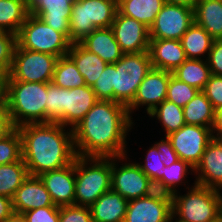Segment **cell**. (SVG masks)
I'll return each mask as SVG.
<instances>
[{
    "instance_id": "7bdbcfd3",
    "label": "cell",
    "mask_w": 222,
    "mask_h": 222,
    "mask_svg": "<svg viewBox=\"0 0 222 222\" xmlns=\"http://www.w3.org/2000/svg\"><path fill=\"white\" fill-rule=\"evenodd\" d=\"M214 110L222 107V76L211 74L203 89Z\"/></svg>"
},
{
    "instance_id": "d590c367",
    "label": "cell",
    "mask_w": 222,
    "mask_h": 222,
    "mask_svg": "<svg viewBox=\"0 0 222 222\" xmlns=\"http://www.w3.org/2000/svg\"><path fill=\"white\" fill-rule=\"evenodd\" d=\"M22 159V139L16 128L7 137L0 140V165Z\"/></svg>"
},
{
    "instance_id": "44dd1931",
    "label": "cell",
    "mask_w": 222,
    "mask_h": 222,
    "mask_svg": "<svg viewBox=\"0 0 222 222\" xmlns=\"http://www.w3.org/2000/svg\"><path fill=\"white\" fill-rule=\"evenodd\" d=\"M172 208L146 197L128 201L124 222H169Z\"/></svg>"
},
{
    "instance_id": "db71d44e",
    "label": "cell",
    "mask_w": 222,
    "mask_h": 222,
    "mask_svg": "<svg viewBox=\"0 0 222 222\" xmlns=\"http://www.w3.org/2000/svg\"><path fill=\"white\" fill-rule=\"evenodd\" d=\"M219 219L222 221V192L220 193V202H219Z\"/></svg>"
},
{
    "instance_id": "2e32d148",
    "label": "cell",
    "mask_w": 222,
    "mask_h": 222,
    "mask_svg": "<svg viewBox=\"0 0 222 222\" xmlns=\"http://www.w3.org/2000/svg\"><path fill=\"white\" fill-rule=\"evenodd\" d=\"M56 206L74 205L75 200V160L60 169L39 175Z\"/></svg>"
},
{
    "instance_id": "60d3db41",
    "label": "cell",
    "mask_w": 222,
    "mask_h": 222,
    "mask_svg": "<svg viewBox=\"0 0 222 222\" xmlns=\"http://www.w3.org/2000/svg\"><path fill=\"white\" fill-rule=\"evenodd\" d=\"M146 154L144 164L137 163V165L149 178L161 180L165 166L160 160L161 151H158L157 147L153 145L149 147Z\"/></svg>"
},
{
    "instance_id": "e575fe53",
    "label": "cell",
    "mask_w": 222,
    "mask_h": 222,
    "mask_svg": "<svg viewBox=\"0 0 222 222\" xmlns=\"http://www.w3.org/2000/svg\"><path fill=\"white\" fill-rule=\"evenodd\" d=\"M199 91L171 74L166 99L183 108Z\"/></svg>"
},
{
    "instance_id": "ac0fdd59",
    "label": "cell",
    "mask_w": 222,
    "mask_h": 222,
    "mask_svg": "<svg viewBox=\"0 0 222 222\" xmlns=\"http://www.w3.org/2000/svg\"><path fill=\"white\" fill-rule=\"evenodd\" d=\"M194 172L198 176L196 184L222 190V140L211 141Z\"/></svg>"
},
{
    "instance_id": "9a60e30c",
    "label": "cell",
    "mask_w": 222,
    "mask_h": 222,
    "mask_svg": "<svg viewBox=\"0 0 222 222\" xmlns=\"http://www.w3.org/2000/svg\"><path fill=\"white\" fill-rule=\"evenodd\" d=\"M29 12L70 40V0H27Z\"/></svg>"
},
{
    "instance_id": "83f0119b",
    "label": "cell",
    "mask_w": 222,
    "mask_h": 222,
    "mask_svg": "<svg viewBox=\"0 0 222 222\" xmlns=\"http://www.w3.org/2000/svg\"><path fill=\"white\" fill-rule=\"evenodd\" d=\"M29 14L27 0H0V30L17 35Z\"/></svg>"
},
{
    "instance_id": "7dc6e473",
    "label": "cell",
    "mask_w": 222,
    "mask_h": 222,
    "mask_svg": "<svg viewBox=\"0 0 222 222\" xmlns=\"http://www.w3.org/2000/svg\"><path fill=\"white\" fill-rule=\"evenodd\" d=\"M14 126L5 99L0 102V140L11 134Z\"/></svg>"
},
{
    "instance_id": "3957f363",
    "label": "cell",
    "mask_w": 222,
    "mask_h": 222,
    "mask_svg": "<svg viewBox=\"0 0 222 222\" xmlns=\"http://www.w3.org/2000/svg\"><path fill=\"white\" fill-rule=\"evenodd\" d=\"M4 99L16 128L46 123L47 83L5 81Z\"/></svg>"
},
{
    "instance_id": "1f68e13d",
    "label": "cell",
    "mask_w": 222,
    "mask_h": 222,
    "mask_svg": "<svg viewBox=\"0 0 222 222\" xmlns=\"http://www.w3.org/2000/svg\"><path fill=\"white\" fill-rule=\"evenodd\" d=\"M52 82L56 86L65 89H72L86 85L84 77L77 69L74 61L68 55L57 59Z\"/></svg>"
},
{
    "instance_id": "11a10c76",
    "label": "cell",
    "mask_w": 222,
    "mask_h": 222,
    "mask_svg": "<svg viewBox=\"0 0 222 222\" xmlns=\"http://www.w3.org/2000/svg\"><path fill=\"white\" fill-rule=\"evenodd\" d=\"M174 218H175V217H174L173 215H171L169 222H173V221H174ZM175 222H182V221H180V220H178V219H175Z\"/></svg>"
},
{
    "instance_id": "816d5d0a",
    "label": "cell",
    "mask_w": 222,
    "mask_h": 222,
    "mask_svg": "<svg viewBox=\"0 0 222 222\" xmlns=\"http://www.w3.org/2000/svg\"><path fill=\"white\" fill-rule=\"evenodd\" d=\"M5 222H26L23 214L13 213Z\"/></svg>"
},
{
    "instance_id": "484cf974",
    "label": "cell",
    "mask_w": 222,
    "mask_h": 222,
    "mask_svg": "<svg viewBox=\"0 0 222 222\" xmlns=\"http://www.w3.org/2000/svg\"><path fill=\"white\" fill-rule=\"evenodd\" d=\"M165 0H118V11L150 28Z\"/></svg>"
},
{
    "instance_id": "b9f144b4",
    "label": "cell",
    "mask_w": 222,
    "mask_h": 222,
    "mask_svg": "<svg viewBox=\"0 0 222 222\" xmlns=\"http://www.w3.org/2000/svg\"><path fill=\"white\" fill-rule=\"evenodd\" d=\"M59 222H93L88 206H60Z\"/></svg>"
},
{
    "instance_id": "5b68a950",
    "label": "cell",
    "mask_w": 222,
    "mask_h": 222,
    "mask_svg": "<svg viewBox=\"0 0 222 222\" xmlns=\"http://www.w3.org/2000/svg\"><path fill=\"white\" fill-rule=\"evenodd\" d=\"M118 11V0H83L72 4L70 42L80 43L96 28L111 27Z\"/></svg>"
},
{
    "instance_id": "f5cc1de1",
    "label": "cell",
    "mask_w": 222,
    "mask_h": 222,
    "mask_svg": "<svg viewBox=\"0 0 222 222\" xmlns=\"http://www.w3.org/2000/svg\"><path fill=\"white\" fill-rule=\"evenodd\" d=\"M5 78L6 77L0 73V102L4 100Z\"/></svg>"
},
{
    "instance_id": "f6af8a7d",
    "label": "cell",
    "mask_w": 222,
    "mask_h": 222,
    "mask_svg": "<svg viewBox=\"0 0 222 222\" xmlns=\"http://www.w3.org/2000/svg\"><path fill=\"white\" fill-rule=\"evenodd\" d=\"M206 60L211 74L222 76V39L214 40Z\"/></svg>"
},
{
    "instance_id": "bcb514c9",
    "label": "cell",
    "mask_w": 222,
    "mask_h": 222,
    "mask_svg": "<svg viewBox=\"0 0 222 222\" xmlns=\"http://www.w3.org/2000/svg\"><path fill=\"white\" fill-rule=\"evenodd\" d=\"M158 151H161L160 160L165 166H170L172 163L179 160L177 153L174 151L171 141L165 136V140L162 139L154 144Z\"/></svg>"
},
{
    "instance_id": "8d00e7d4",
    "label": "cell",
    "mask_w": 222,
    "mask_h": 222,
    "mask_svg": "<svg viewBox=\"0 0 222 222\" xmlns=\"http://www.w3.org/2000/svg\"><path fill=\"white\" fill-rule=\"evenodd\" d=\"M16 45V34L0 30V73L5 77L10 73Z\"/></svg>"
},
{
    "instance_id": "9f6ffc18",
    "label": "cell",
    "mask_w": 222,
    "mask_h": 222,
    "mask_svg": "<svg viewBox=\"0 0 222 222\" xmlns=\"http://www.w3.org/2000/svg\"><path fill=\"white\" fill-rule=\"evenodd\" d=\"M81 1H83V0H70V2L73 4V3H79V2H81Z\"/></svg>"
},
{
    "instance_id": "f1b7e54d",
    "label": "cell",
    "mask_w": 222,
    "mask_h": 222,
    "mask_svg": "<svg viewBox=\"0 0 222 222\" xmlns=\"http://www.w3.org/2000/svg\"><path fill=\"white\" fill-rule=\"evenodd\" d=\"M180 41L187 59H201L206 53L208 56L214 39L204 28L194 22Z\"/></svg>"
},
{
    "instance_id": "f907efd6",
    "label": "cell",
    "mask_w": 222,
    "mask_h": 222,
    "mask_svg": "<svg viewBox=\"0 0 222 222\" xmlns=\"http://www.w3.org/2000/svg\"><path fill=\"white\" fill-rule=\"evenodd\" d=\"M196 0H165V3L194 7Z\"/></svg>"
},
{
    "instance_id": "d4e9b609",
    "label": "cell",
    "mask_w": 222,
    "mask_h": 222,
    "mask_svg": "<svg viewBox=\"0 0 222 222\" xmlns=\"http://www.w3.org/2000/svg\"><path fill=\"white\" fill-rule=\"evenodd\" d=\"M67 55L74 61L84 77L85 84L90 87L94 85L108 64L98 55L89 52L80 43L71 44Z\"/></svg>"
},
{
    "instance_id": "9c48e42d",
    "label": "cell",
    "mask_w": 222,
    "mask_h": 222,
    "mask_svg": "<svg viewBox=\"0 0 222 222\" xmlns=\"http://www.w3.org/2000/svg\"><path fill=\"white\" fill-rule=\"evenodd\" d=\"M58 57L30 51L16 45L13 62L5 81L50 83Z\"/></svg>"
},
{
    "instance_id": "8fae6325",
    "label": "cell",
    "mask_w": 222,
    "mask_h": 222,
    "mask_svg": "<svg viewBox=\"0 0 222 222\" xmlns=\"http://www.w3.org/2000/svg\"><path fill=\"white\" fill-rule=\"evenodd\" d=\"M194 22L193 7L165 3L149 28L150 39L180 40Z\"/></svg>"
},
{
    "instance_id": "e0dca14e",
    "label": "cell",
    "mask_w": 222,
    "mask_h": 222,
    "mask_svg": "<svg viewBox=\"0 0 222 222\" xmlns=\"http://www.w3.org/2000/svg\"><path fill=\"white\" fill-rule=\"evenodd\" d=\"M11 199L14 213L18 214L40 207H59L54 205L39 176L29 175Z\"/></svg>"
},
{
    "instance_id": "4dcf8cb0",
    "label": "cell",
    "mask_w": 222,
    "mask_h": 222,
    "mask_svg": "<svg viewBox=\"0 0 222 222\" xmlns=\"http://www.w3.org/2000/svg\"><path fill=\"white\" fill-rule=\"evenodd\" d=\"M28 176L23 159L0 165V195L12 198Z\"/></svg>"
},
{
    "instance_id": "8992f818",
    "label": "cell",
    "mask_w": 222,
    "mask_h": 222,
    "mask_svg": "<svg viewBox=\"0 0 222 222\" xmlns=\"http://www.w3.org/2000/svg\"><path fill=\"white\" fill-rule=\"evenodd\" d=\"M188 192H175L172 215L182 222H212L218 218L220 191L194 183ZM178 216V218H177Z\"/></svg>"
},
{
    "instance_id": "52a82bcc",
    "label": "cell",
    "mask_w": 222,
    "mask_h": 222,
    "mask_svg": "<svg viewBox=\"0 0 222 222\" xmlns=\"http://www.w3.org/2000/svg\"><path fill=\"white\" fill-rule=\"evenodd\" d=\"M151 69L152 63L148 51L124 53L120 60L113 63L114 101L127 107Z\"/></svg>"
},
{
    "instance_id": "cb8c5ba5",
    "label": "cell",
    "mask_w": 222,
    "mask_h": 222,
    "mask_svg": "<svg viewBox=\"0 0 222 222\" xmlns=\"http://www.w3.org/2000/svg\"><path fill=\"white\" fill-rule=\"evenodd\" d=\"M195 23L214 39H222V0H196L193 7Z\"/></svg>"
},
{
    "instance_id": "ffe728a7",
    "label": "cell",
    "mask_w": 222,
    "mask_h": 222,
    "mask_svg": "<svg viewBox=\"0 0 222 222\" xmlns=\"http://www.w3.org/2000/svg\"><path fill=\"white\" fill-rule=\"evenodd\" d=\"M97 101L95 92L90 86L65 89L64 126L73 128Z\"/></svg>"
},
{
    "instance_id": "74e56055",
    "label": "cell",
    "mask_w": 222,
    "mask_h": 222,
    "mask_svg": "<svg viewBox=\"0 0 222 222\" xmlns=\"http://www.w3.org/2000/svg\"><path fill=\"white\" fill-rule=\"evenodd\" d=\"M194 172V168L191 167L187 162L179 159L178 161L172 163L170 166H164L163 168V177L161 181H163L173 192H177L178 190L175 188L178 187V184H182L185 177L187 176V172L189 170ZM184 178V179H183Z\"/></svg>"
},
{
    "instance_id": "d6a6232c",
    "label": "cell",
    "mask_w": 222,
    "mask_h": 222,
    "mask_svg": "<svg viewBox=\"0 0 222 222\" xmlns=\"http://www.w3.org/2000/svg\"><path fill=\"white\" fill-rule=\"evenodd\" d=\"M152 118H157L159 122H162L165 136L172 132L178 131L184 126V113L183 108L177 106L175 103L165 99L162 101L153 111L148 114Z\"/></svg>"
},
{
    "instance_id": "30bf717a",
    "label": "cell",
    "mask_w": 222,
    "mask_h": 222,
    "mask_svg": "<svg viewBox=\"0 0 222 222\" xmlns=\"http://www.w3.org/2000/svg\"><path fill=\"white\" fill-rule=\"evenodd\" d=\"M167 138L171 141L179 159L194 169L200 163L205 148L213 140L211 128L189 124L170 133Z\"/></svg>"
},
{
    "instance_id": "681fc988",
    "label": "cell",
    "mask_w": 222,
    "mask_h": 222,
    "mask_svg": "<svg viewBox=\"0 0 222 222\" xmlns=\"http://www.w3.org/2000/svg\"><path fill=\"white\" fill-rule=\"evenodd\" d=\"M211 130L214 140H222V107L215 110L214 122Z\"/></svg>"
},
{
    "instance_id": "f35d334b",
    "label": "cell",
    "mask_w": 222,
    "mask_h": 222,
    "mask_svg": "<svg viewBox=\"0 0 222 222\" xmlns=\"http://www.w3.org/2000/svg\"><path fill=\"white\" fill-rule=\"evenodd\" d=\"M93 91L98 100H110L114 101V89H113V63H108L98 77L94 85Z\"/></svg>"
},
{
    "instance_id": "6da1fadb",
    "label": "cell",
    "mask_w": 222,
    "mask_h": 222,
    "mask_svg": "<svg viewBox=\"0 0 222 222\" xmlns=\"http://www.w3.org/2000/svg\"><path fill=\"white\" fill-rule=\"evenodd\" d=\"M127 107L110 100H98L72 128L77 156L120 157L127 155L126 137L132 129Z\"/></svg>"
},
{
    "instance_id": "d6986e66",
    "label": "cell",
    "mask_w": 222,
    "mask_h": 222,
    "mask_svg": "<svg viewBox=\"0 0 222 222\" xmlns=\"http://www.w3.org/2000/svg\"><path fill=\"white\" fill-rule=\"evenodd\" d=\"M149 55L152 68L175 71L186 59L180 40L150 39Z\"/></svg>"
},
{
    "instance_id": "5bb4252c",
    "label": "cell",
    "mask_w": 222,
    "mask_h": 222,
    "mask_svg": "<svg viewBox=\"0 0 222 222\" xmlns=\"http://www.w3.org/2000/svg\"><path fill=\"white\" fill-rule=\"evenodd\" d=\"M111 29L123 53H141L149 50V28L143 23L117 11Z\"/></svg>"
},
{
    "instance_id": "ba28073f",
    "label": "cell",
    "mask_w": 222,
    "mask_h": 222,
    "mask_svg": "<svg viewBox=\"0 0 222 222\" xmlns=\"http://www.w3.org/2000/svg\"><path fill=\"white\" fill-rule=\"evenodd\" d=\"M71 44L63 33L54 30L31 13L17 34V45L20 48L47 53L58 58L67 55Z\"/></svg>"
},
{
    "instance_id": "ab89813d",
    "label": "cell",
    "mask_w": 222,
    "mask_h": 222,
    "mask_svg": "<svg viewBox=\"0 0 222 222\" xmlns=\"http://www.w3.org/2000/svg\"><path fill=\"white\" fill-rule=\"evenodd\" d=\"M174 195L172 189H170L163 181L159 179L149 178L147 181L145 197L167 203L171 208L173 207Z\"/></svg>"
},
{
    "instance_id": "6f0895ef",
    "label": "cell",
    "mask_w": 222,
    "mask_h": 222,
    "mask_svg": "<svg viewBox=\"0 0 222 222\" xmlns=\"http://www.w3.org/2000/svg\"><path fill=\"white\" fill-rule=\"evenodd\" d=\"M212 222H222V221L218 217L215 221H212Z\"/></svg>"
},
{
    "instance_id": "7c38bea8",
    "label": "cell",
    "mask_w": 222,
    "mask_h": 222,
    "mask_svg": "<svg viewBox=\"0 0 222 222\" xmlns=\"http://www.w3.org/2000/svg\"><path fill=\"white\" fill-rule=\"evenodd\" d=\"M126 156L111 157V190L128 201L145 197L149 177L140 169L137 163H125L124 165L121 164L120 168L117 167V160H127Z\"/></svg>"
},
{
    "instance_id": "7a4b0ae2",
    "label": "cell",
    "mask_w": 222,
    "mask_h": 222,
    "mask_svg": "<svg viewBox=\"0 0 222 222\" xmlns=\"http://www.w3.org/2000/svg\"><path fill=\"white\" fill-rule=\"evenodd\" d=\"M22 139V159L28 174L60 169L76 158L72 128L59 123H28L17 127ZM69 130V132H68Z\"/></svg>"
},
{
    "instance_id": "277c9868",
    "label": "cell",
    "mask_w": 222,
    "mask_h": 222,
    "mask_svg": "<svg viewBox=\"0 0 222 222\" xmlns=\"http://www.w3.org/2000/svg\"><path fill=\"white\" fill-rule=\"evenodd\" d=\"M110 190L111 157L76 156L74 205L90 207Z\"/></svg>"
},
{
    "instance_id": "f546056e",
    "label": "cell",
    "mask_w": 222,
    "mask_h": 222,
    "mask_svg": "<svg viewBox=\"0 0 222 222\" xmlns=\"http://www.w3.org/2000/svg\"><path fill=\"white\" fill-rule=\"evenodd\" d=\"M172 74L180 81L203 91L211 72L207 60L186 59Z\"/></svg>"
},
{
    "instance_id": "836d02e7",
    "label": "cell",
    "mask_w": 222,
    "mask_h": 222,
    "mask_svg": "<svg viewBox=\"0 0 222 222\" xmlns=\"http://www.w3.org/2000/svg\"><path fill=\"white\" fill-rule=\"evenodd\" d=\"M65 88L47 83L46 123H59L64 126Z\"/></svg>"
},
{
    "instance_id": "4316f807",
    "label": "cell",
    "mask_w": 222,
    "mask_h": 222,
    "mask_svg": "<svg viewBox=\"0 0 222 222\" xmlns=\"http://www.w3.org/2000/svg\"><path fill=\"white\" fill-rule=\"evenodd\" d=\"M186 124L212 128L215 110L203 91H199L184 107Z\"/></svg>"
},
{
    "instance_id": "7402d4cb",
    "label": "cell",
    "mask_w": 222,
    "mask_h": 222,
    "mask_svg": "<svg viewBox=\"0 0 222 222\" xmlns=\"http://www.w3.org/2000/svg\"><path fill=\"white\" fill-rule=\"evenodd\" d=\"M80 44L106 63H116L124 54L115 40L111 27L96 28Z\"/></svg>"
},
{
    "instance_id": "c3c4849f",
    "label": "cell",
    "mask_w": 222,
    "mask_h": 222,
    "mask_svg": "<svg viewBox=\"0 0 222 222\" xmlns=\"http://www.w3.org/2000/svg\"><path fill=\"white\" fill-rule=\"evenodd\" d=\"M13 213L12 199L0 195V222H5Z\"/></svg>"
},
{
    "instance_id": "ee69618b",
    "label": "cell",
    "mask_w": 222,
    "mask_h": 222,
    "mask_svg": "<svg viewBox=\"0 0 222 222\" xmlns=\"http://www.w3.org/2000/svg\"><path fill=\"white\" fill-rule=\"evenodd\" d=\"M26 222H59V207H40L23 213Z\"/></svg>"
},
{
    "instance_id": "4fadbf2b",
    "label": "cell",
    "mask_w": 222,
    "mask_h": 222,
    "mask_svg": "<svg viewBox=\"0 0 222 222\" xmlns=\"http://www.w3.org/2000/svg\"><path fill=\"white\" fill-rule=\"evenodd\" d=\"M172 72L152 68L140 83L133 101L127 106L129 116L133 110L146 106L147 114L153 111L167 97Z\"/></svg>"
},
{
    "instance_id": "603a6c76",
    "label": "cell",
    "mask_w": 222,
    "mask_h": 222,
    "mask_svg": "<svg viewBox=\"0 0 222 222\" xmlns=\"http://www.w3.org/2000/svg\"><path fill=\"white\" fill-rule=\"evenodd\" d=\"M128 200L110 190L103 193L91 206L93 222H124Z\"/></svg>"
}]
</instances>
